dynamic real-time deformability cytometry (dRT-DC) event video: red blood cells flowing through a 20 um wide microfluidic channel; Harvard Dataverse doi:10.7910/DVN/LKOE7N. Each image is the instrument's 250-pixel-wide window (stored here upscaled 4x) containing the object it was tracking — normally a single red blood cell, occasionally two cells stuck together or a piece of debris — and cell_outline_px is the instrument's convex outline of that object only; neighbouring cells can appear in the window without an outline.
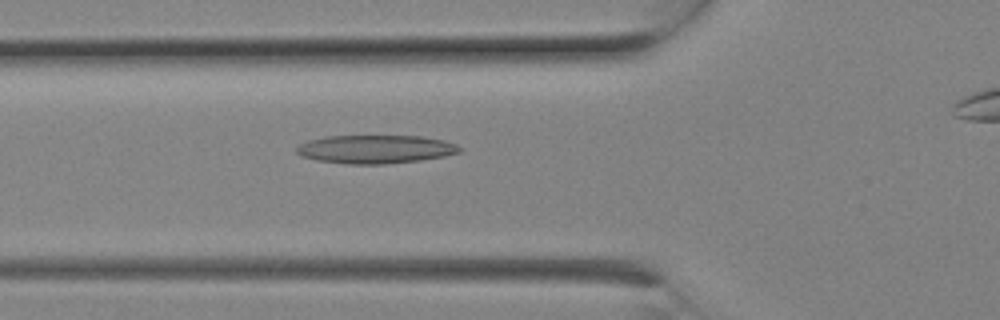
{"species": "Egyptian fruit bat (a non-hibernating species)", "species_latin": "Rousettus aegyptiacus", "temperature_condition": "room temperature", "stored_images_in_passage": 9, "camera_frame_rate_fps": 3000, "um_per_image_px": 0.085, "animal": {"sex": "female"}, "frame": {"image": 1, "passage_image": 8, "time_ms": 2.333, "image_size_px": [1000, 320], "cell_outline_px": [[464, 148], [460, 152], [444, 156], [420, 160], [384, 164], [348, 164], [316, 160], [300, 156], [296, 152], [296, 144], [308, 140], [324, 136], [420, 136], [444, 140], [456, 144]], "centroid_in_image_um": [31.88, 12.68], "position_along_channel_um": 93.9, "area_um2": 27.22}}